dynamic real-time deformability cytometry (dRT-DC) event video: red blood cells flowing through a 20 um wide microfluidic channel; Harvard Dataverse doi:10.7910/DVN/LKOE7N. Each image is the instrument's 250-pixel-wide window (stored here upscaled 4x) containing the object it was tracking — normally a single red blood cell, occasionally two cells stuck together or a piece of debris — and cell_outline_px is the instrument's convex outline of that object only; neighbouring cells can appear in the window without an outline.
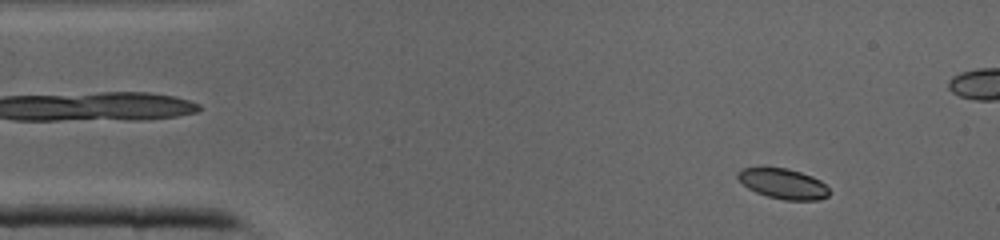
{"species": "common noctule bat (a hibernating species)", "species_latin": "Nyctalus noctula", "temperature_condition": "cold", "stored_images_in_passage": 42, "camera_frame_rate_fps": 3000, "um_per_image_px": 0.085, "animal": {"sex": "male", "body_mass_g": 19.0, "forearm_length_mm": 50.8}, "frame": {"image": 1, "passage_image": 4, "time_ms": 1.0, "image_size_px": [1000, 240], "cell_outline_px": [[828, 196], [820, 200], [784, 200], [768, 196], [756, 192], [748, 188], [736, 176], [736, 172], [740, 168], [756, 164], [788, 168], [812, 176], [820, 180], [828, 188]], "centroid_in_image_um": [66.48, 15.55], "position_along_channel_um": 18.5, "area_um2": 16.7}}
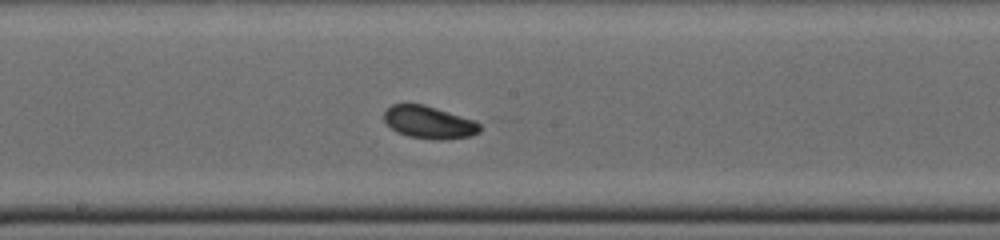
{"frame": {"image": 2, "passage_image": 21, "time_ms": 6.667, "image_size_px": [1000, 240], "cell_outline_px": [[480, 132], [472, 136], [440, 140], [436, 140], [408, 136], [396, 132], [384, 120], [384, 112], [392, 104], [424, 104], [472, 120], [480, 124]], "centroid_in_image_um": [36.45, 10.41], "position_along_channel_um": 211.8, "area_um2": 17.98}}
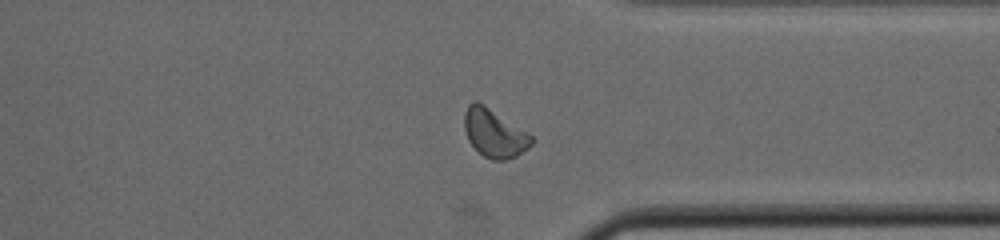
{"frame": {"image": 3, "passage_image": 31, "time_ms": 10.0, "image_size_px": [1000, 240], "cell_outline_px": [[536, 140], [528, 148], [516, 156], [504, 160], [492, 160], [484, 156], [468, 140], [464, 128], [464, 112], [468, 104], [472, 100], [476, 100], [484, 104], [532, 136]], "centroid_in_image_um": [42.0, 11.3], "position_along_channel_um": 369.4, "area_um2": 18.73}}